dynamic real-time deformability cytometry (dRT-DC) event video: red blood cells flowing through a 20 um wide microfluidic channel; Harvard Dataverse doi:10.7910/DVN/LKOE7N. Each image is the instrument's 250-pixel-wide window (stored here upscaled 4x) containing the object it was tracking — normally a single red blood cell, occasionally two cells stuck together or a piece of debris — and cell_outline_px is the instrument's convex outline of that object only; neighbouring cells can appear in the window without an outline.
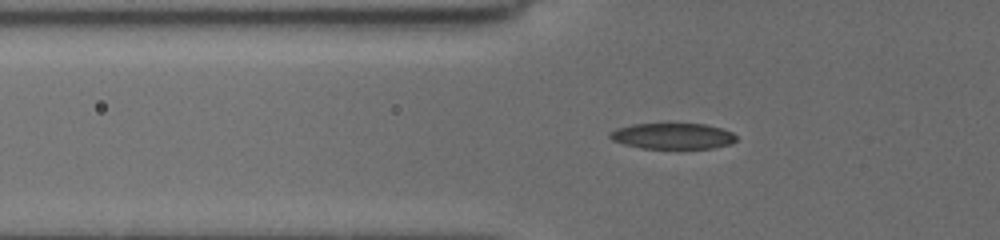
{"species": "common noctule bat (a hibernating species)", "species_latin": "Nyctalus noctula", "temperature_condition": "cold", "stored_images_in_passage": 53, "camera_frame_rate_fps": 3000, "um_per_image_px": 0.085, "animal": {"sex": "female", "body_mass_g": 19.5, "forearm_length_mm": 54.1}, "frame": {"image": 1, "passage_image": 18, "time_ms": 5.667, "image_size_px": [1000, 240], "cell_outline_px": [[736, 140], [732, 144], [712, 148], [640, 148], [624, 144], [612, 140], [608, 136], [616, 128], [632, 124], [668, 120], [704, 124], [720, 128], [732, 132], [736, 136]], "centroid_in_image_um": [57.16, 11.51], "position_along_channel_um": 68.6, "area_um2": 20.0}}
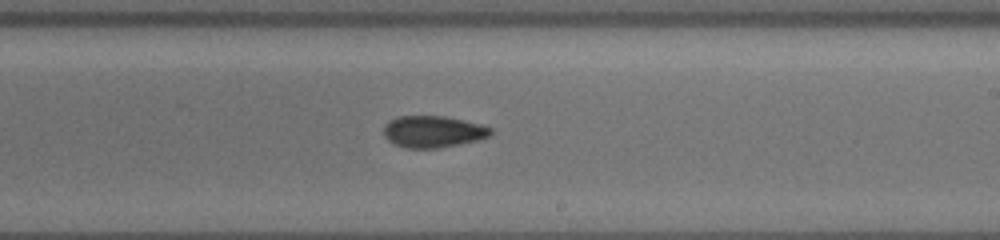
{"frame": {"image": 2, "passage_image": 33, "time_ms": 10.667, "image_size_px": [1000, 240], "cell_outline_px": [[492, 132], [488, 136], [476, 140], [460, 144], [440, 148], [408, 148], [396, 144], [388, 140], [384, 136], [384, 124], [396, 116], [444, 116], [492, 128]], "centroid_in_image_um": [36.75, 11.19], "position_along_channel_um": 252.2, "area_um2": 19.48}}
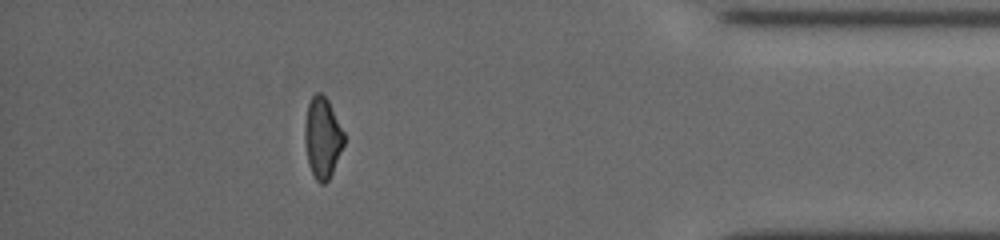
{"frame": {"image": 3, "passage_image": 48, "time_ms": 15.667, "image_size_px": [1000, 240], "cell_outline_px": [[344, 144], [332, 172], [328, 180], [324, 184], [320, 184], [316, 180], [308, 164], [304, 140], [304, 128], [308, 104], [312, 96], [316, 92], [320, 92], [328, 100], [344, 132]], "centroid_in_image_um": [27.4, 11.7], "position_along_channel_um": 407.8, "area_um2": 18.38}, "authors_computed_cell_mechanics": {"area_um2": 18.785, "velocity_mm_per_s": 3.7727, "shape_relaxation_time_tau1_ms": 3.2966, "shape_relaxation_time_tau2_ms": 4.2793, "deformation_change_tau1": 0.1153, "deformation_change_tau2": 0.1105}}